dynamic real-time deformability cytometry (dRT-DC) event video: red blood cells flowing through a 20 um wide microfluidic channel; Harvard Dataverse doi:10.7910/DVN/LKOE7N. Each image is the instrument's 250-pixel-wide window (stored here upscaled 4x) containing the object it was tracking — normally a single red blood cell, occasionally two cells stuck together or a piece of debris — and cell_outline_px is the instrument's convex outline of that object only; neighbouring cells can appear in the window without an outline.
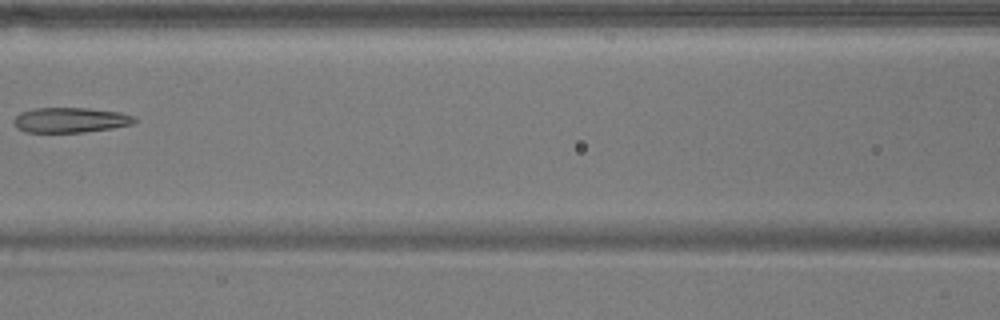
{"species": "common noctule bat (a hibernating species)", "species_latin": "Nyctalus noctula", "temperature_condition": "warm", "stored_images_in_passage": 8, "camera_frame_rate_fps": 3000, "um_per_image_px": 0.085, "animal": {"sex": "male", "body_mass_g": 17.9}, "frame": {"image": 1, "passage_image": 7, "time_ms": 7.333, "image_size_px": [1000, 320], "cell_outline_px": [[136, 120], [132, 124], [112, 128], [84, 132], [24, 132], [16, 128], [12, 120], [20, 112], [32, 108], [88, 108], [120, 112], [136, 116]], "centroid_in_image_um": [5.96, 10.2], "position_along_channel_um": 160.6, "area_um2": 17.8}}
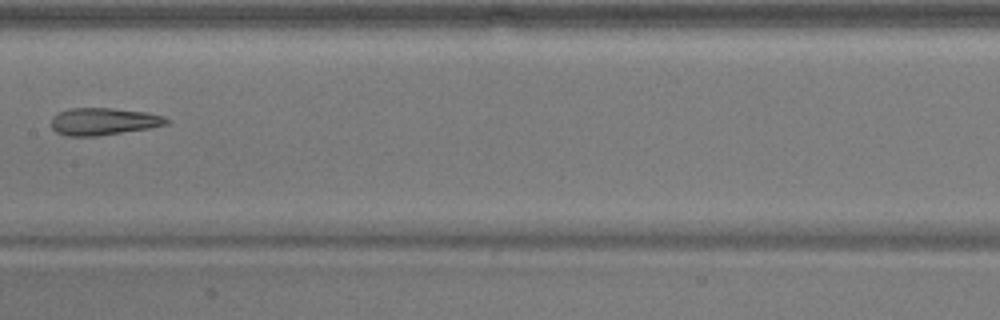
{"frame": {"image": 2, "passage_image": 8, "time_ms": 8.333, "image_size_px": [1000, 320], "cell_outline_px": [[172, 120], [168, 124], [148, 128], [96, 136], [68, 136], [56, 132], [52, 128], [52, 116], [60, 112], [72, 108], [112, 108], [144, 112], [164, 116]], "centroid_in_image_um": [8.81, 10.32], "position_along_channel_um": 198.6, "area_um2": 18.15}}